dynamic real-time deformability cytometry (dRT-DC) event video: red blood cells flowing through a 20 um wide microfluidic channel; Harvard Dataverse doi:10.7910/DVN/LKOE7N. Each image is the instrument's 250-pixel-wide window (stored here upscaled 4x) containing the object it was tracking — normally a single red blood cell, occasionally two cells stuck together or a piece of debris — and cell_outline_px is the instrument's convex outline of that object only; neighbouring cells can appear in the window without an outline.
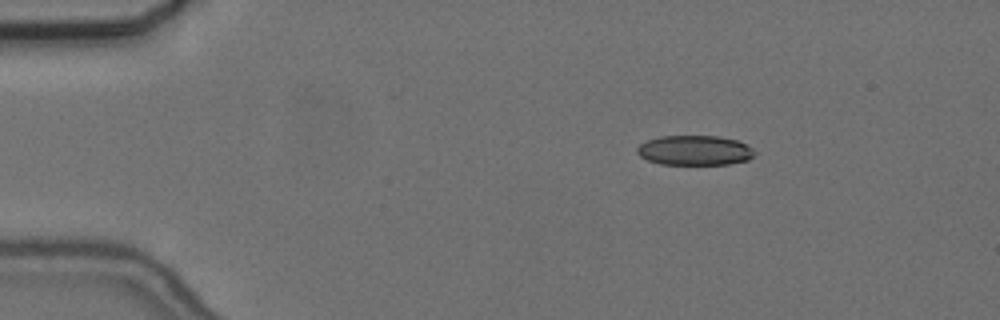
{"species": "common noctule bat (a hibernating species)", "species_latin": "Nyctalus noctula", "temperature_condition": "cold", "stored_images_in_passage": 45, "camera_frame_rate_fps": 3000, "um_per_image_px": 0.085, "animal": {"sex": "female", "body_mass_g": 24.6, "forearm_length_mm": 56.2}, "frame": {"image": 1, "passage_image": 1, "time_ms": 0.0, "image_size_px": [1000, 320], "cell_outline_px": [[756, 152], [748, 160], [728, 164], [660, 164], [648, 160], [640, 156], [636, 152], [636, 148], [640, 144], [648, 140], [660, 136], [716, 136], [736, 140], [752, 148]], "centroid_in_image_um": [59.02, 12.78], "position_along_channel_um": 26.0, "area_um2": 20.29}}
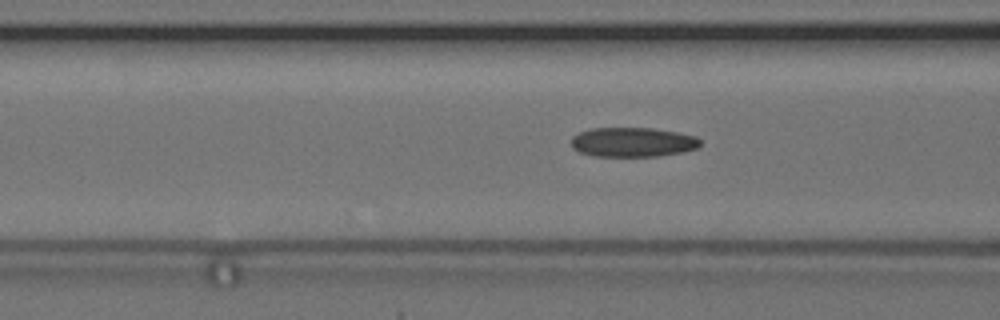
{"frame": {"image": 2, "passage_image": 14, "time_ms": 4.333, "image_size_px": [1000, 320], "cell_outline_px": [[700, 144], [696, 148], [684, 152], [660, 156], [592, 156], [580, 152], [572, 148], [572, 136], [580, 132], [592, 128], [652, 128], [676, 132], [696, 136], [700, 140]], "centroid_in_image_um": [53.78, 12.08], "position_along_channel_um": 112.8, "area_um2": 22.2}}
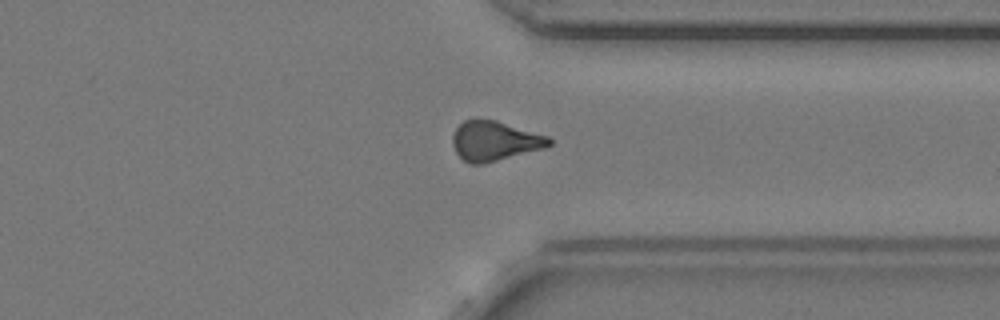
{"frame": {"image": 3, "passage_image": 35, "time_ms": 11.333, "image_size_px": [1000, 320], "cell_outline_px": [[552, 144], [544, 148], [484, 164], [468, 164], [456, 152], [452, 144], [452, 136], [456, 128], [464, 120], [496, 120], [548, 136], [552, 140]], "centroid_in_image_um": [42.04, 11.99], "position_along_channel_um": 369.4, "area_um2": 22.2}, "authors_computed_cell_mechanics": {"area_um2": 21.964, "velocity_mm_per_s": 3.6777, "shape_relaxation_time_tau1_ms": null, "shape_relaxation_time_tau2_ms": 3.7158, "deformation_change_tau1": null, "deformation_change_tau2": 0.118}}